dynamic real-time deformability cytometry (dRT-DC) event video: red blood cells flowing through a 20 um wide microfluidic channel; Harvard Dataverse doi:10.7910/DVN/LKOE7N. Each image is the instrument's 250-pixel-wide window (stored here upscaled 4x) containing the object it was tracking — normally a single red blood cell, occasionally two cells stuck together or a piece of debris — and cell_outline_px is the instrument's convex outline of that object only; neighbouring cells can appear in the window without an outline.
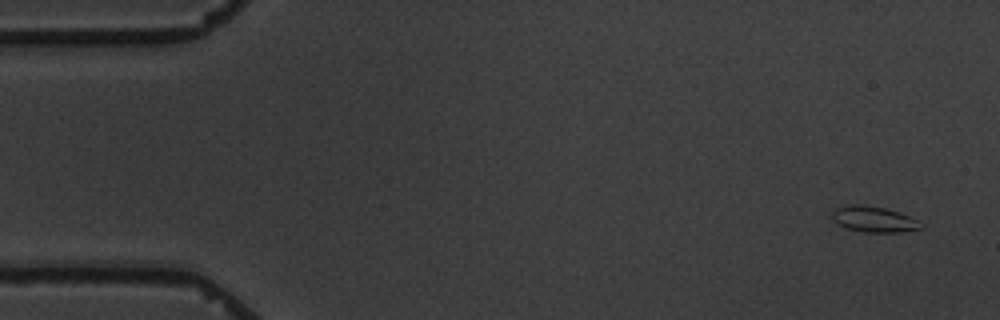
{"species": "common noctule bat (a hibernating species)", "species_latin": "Nyctalus noctula", "temperature_condition": "warm", "stored_images_in_passage": 6, "camera_frame_rate_fps": 3000, "um_per_image_px": 0.085, "animal": {"sex": "male", "body_mass_g": 19.5, "forearm_length_mm": 54.6}, "frame": {"image": 1, "passage_image": 6, "time_ms": 9.333, "image_size_px": [1000, 320], "cell_outline_px": [[924, 228], [900, 232], [864, 232], [844, 228], [832, 220], [832, 212], [836, 208], [848, 204], [856, 204], [884, 208], [900, 212], [924, 224]], "centroid_in_image_um": [74.26, 18.64], "position_along_channel_um": 10.7, "area_um2": 13.41}}